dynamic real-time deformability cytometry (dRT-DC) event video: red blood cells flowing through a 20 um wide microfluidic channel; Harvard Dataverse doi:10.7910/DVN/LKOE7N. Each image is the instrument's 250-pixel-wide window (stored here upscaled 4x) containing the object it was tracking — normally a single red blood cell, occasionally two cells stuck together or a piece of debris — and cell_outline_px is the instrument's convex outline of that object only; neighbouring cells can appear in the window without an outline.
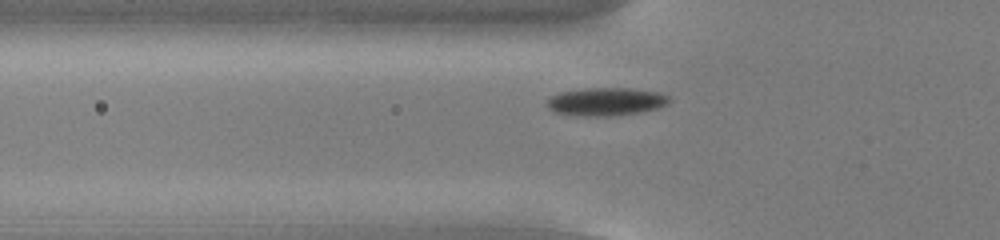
{"species": "common noctule bat (a hibernating species)", "species_latin": "Nyctalus noctula", "temperature_condition": "cold", "stored_images_in_passage": 46, "camera_frame_rate_fps": 3000, "um_per_image_px": 0.085, "animal": {"sex": "male", "body_mass_g": 13.0, "forearm_length_mm": 53.1}, "frame": {"image": 1, "passage_image": 10, "time_ms": 3.0, "image_size_px": [1000, 240], "cell_outline_px": [[672, 100], [668, 104], [656, 108], [640, 112], [612, 116], [576, 116], [552, 112], [544, 104], [552, 96], [560, 92], [584, 88], [632, 88], [660, 92], [668, 96]], "centroid_in_image_um": [51.49, 8.64], "position_along_channel_um": 74.3, "area_um2": 20.29}}
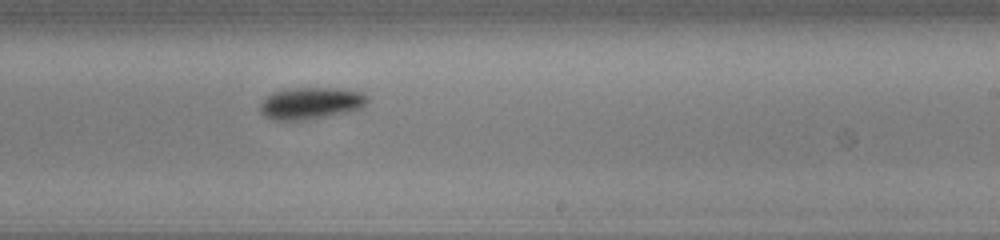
{"frame": {"image": 2, "passage_image": 25, "time_ms": 8.0, "image_size_px": [1000, 240], "cell_outline_px": [[368, 100], [360, 108], [344, 112], [304, 120], [272, 120], [264, 116], [260, 112], [260, 104], [272, 92], [292, 88], [340, 88], [364, 92], [368, 96]], "centroid_in_image_um": [26.4, 8.76], "position_along_channel_um": 262.6, "area_um2": 19.77}}
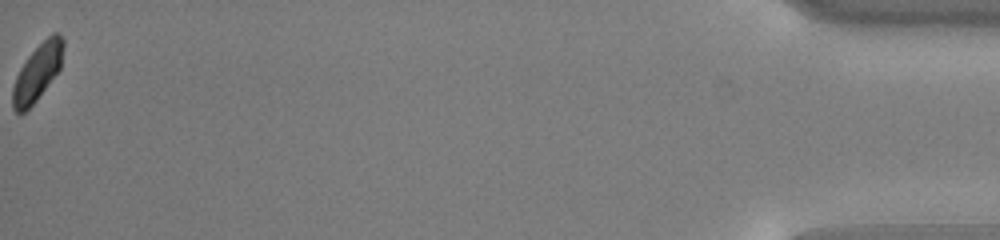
{"frame": {"image": 3, "passage_image": 46, "time_ms": 15.0, "image_size_px": [1000, 240], "cell_outline_px": [[64, 44], [60, 68], [36, 100], [24, 112], [16, 112], [12, 108], [12, 88], [16, 76], [20, 68], [28, 56], [52, 32], [60, 32], [64, 40]], "centroid_in_image_um": [3.18, 6.12], "position_along_channel_um": 432.0, "area_um2": 16.47}, "authors_computed_cell_mechanics": {"area_um2": 18.8717, "velocity_mm_per_s": 3.7762, "shape_relaxation_time_tau1_ms": 2.2763, "shape_relaxation_time_tau2_ms": null, "deformation_change_tau1": 0.0668, "deformation_change_tau2": null}}